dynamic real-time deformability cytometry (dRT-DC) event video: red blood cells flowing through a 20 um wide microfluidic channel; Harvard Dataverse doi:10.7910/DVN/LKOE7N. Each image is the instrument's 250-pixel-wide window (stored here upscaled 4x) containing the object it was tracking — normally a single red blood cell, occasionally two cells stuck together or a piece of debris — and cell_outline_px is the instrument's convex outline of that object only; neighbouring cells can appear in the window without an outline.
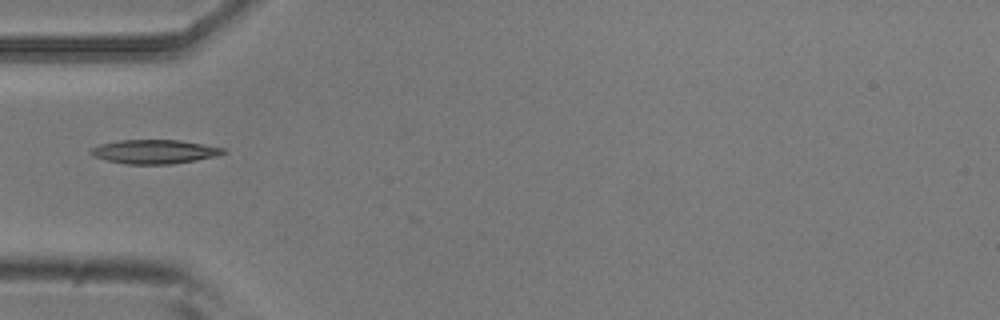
{"species": "common noctule bat (a hibernating species)", "species_latin": "Nyctalus noctula", "temperature_condition": "room temperature", "stored_images_in_passage": 5, "camera_frame_rate_fps": 3000, "um_per_image_px": 0.085, "animal": {"sex": "male", "body_mass_g": 20.5, "forearm_length_mm": 52.5}, "frame": {"image": 1, "passage_image": 5, "time_ms": 1.333, "image_size_px": [1000, 320], "cell_outline_px": [[228, 152], [216, 156], [196, 160], [172, 164], [124, 164], [92, 156], [88, 152], [92, 148], [100, 144], [120, 140], [180, 140], [224, 148]], "centroid_in_image_um": [13.12, 12.89], "position_along_channel_um": 71.9, "area_um2": 18.5}}